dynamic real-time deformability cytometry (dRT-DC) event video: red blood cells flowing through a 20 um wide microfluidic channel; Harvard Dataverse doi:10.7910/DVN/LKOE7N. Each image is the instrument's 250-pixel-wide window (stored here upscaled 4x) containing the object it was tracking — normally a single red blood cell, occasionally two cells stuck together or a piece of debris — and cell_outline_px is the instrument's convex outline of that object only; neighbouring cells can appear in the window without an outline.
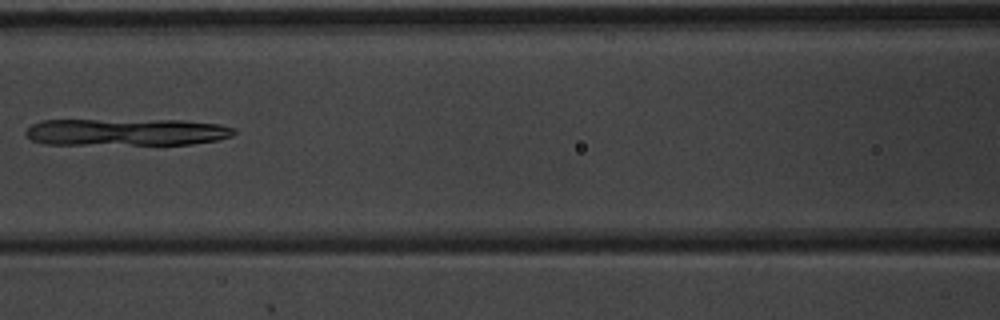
{"species": "common noctule bat (a hibernating species)", "species_latin": "Nyctalus noctula", "temperature_condition": "warm", "stored_images_in_passage": 8, "camera_frame_rate_fps": 3000, "um_per_image_px": 0.085, "animal": {"sex": "male", "body_mass_g": 20.1, "forearm_length_mm": 53.5}, "frame": {"image": 1, "passage_image": 7, "time_ms": 2.0, "image_size_px": [1000, 320], "cell_outline_px": [[236, 132], [232, 136], [216, 140], [192, 144], [44, 144], [32, 140], [24, 132], [32, 124], [40, 120], [184, 120], [220, 124], [236, 128]], "centroid_in_image_um": [10.77, 11.22], "position_along_channel_um": 155.8, "area_um2": 33.0}}
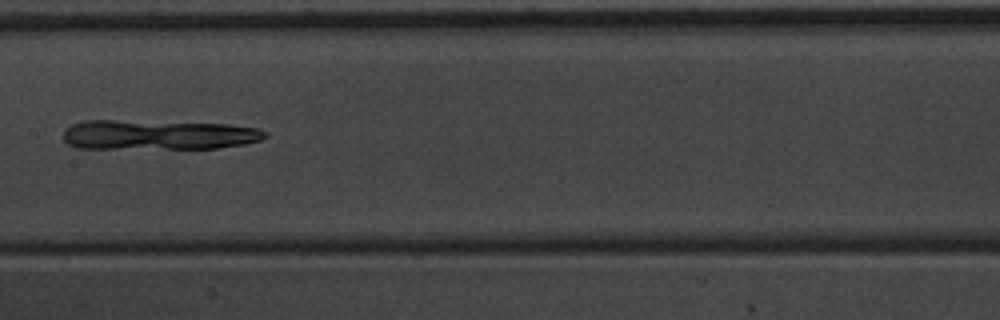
{"frame": {"image": 2, "passage_image": 8, "time_ms": 2.333, "image_size_px": [1000, 320], "cell_outline_px": [[268, 136], [260, 140], [244, 144], [216, 148], [76, 148], [68, 144], [64, 140], [64, 128], [72, 124], [84, 120], [116, 120], [228, 124], [260, 128], [268, 132]], "centroid_in_image_um": [13.45, 11.45], "position_along_channel_um": 194.0, "area_um2": 35.2}}